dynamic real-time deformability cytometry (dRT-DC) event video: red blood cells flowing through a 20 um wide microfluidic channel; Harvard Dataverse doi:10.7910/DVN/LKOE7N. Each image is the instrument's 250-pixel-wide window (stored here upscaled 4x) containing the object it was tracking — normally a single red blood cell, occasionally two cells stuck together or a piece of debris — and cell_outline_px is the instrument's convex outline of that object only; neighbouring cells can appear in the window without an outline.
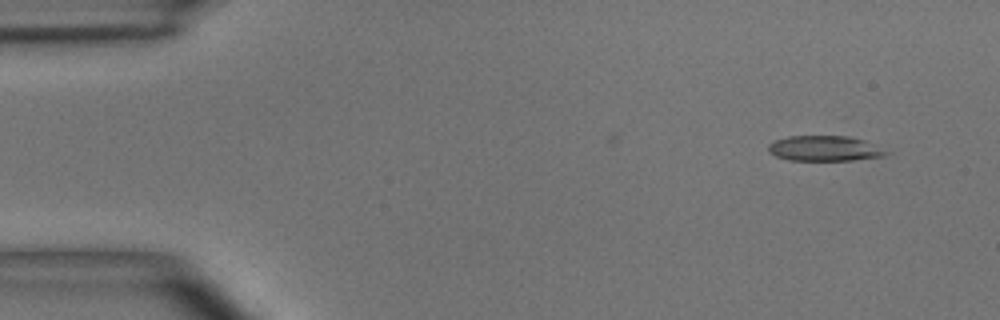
{"species": "common noctule bat (a hibernating species)", "species_latin": "Nyctalus noctula", "temperature_condition": "room temperature", "stored_images_in_passage": 3, "camera_frame_rate_fps": 3000, "um_per_image_px": 0.085, "animal": {"sex": "male", "body_mass_g": 15.6}, "frame": {"image": 1, "passage_image": 3, "time_ms": 2.333, "image_size_px": [1000, 320], "cell_outline_px": [[888, 152], [884, 156], [852, 160], [788, 160], [776, 156], [768, 152], [768, 144], [776, 140], [788, 136], [848, 136], [864, 140]], "centroid_in_image_um": [70.03, 12.62], "position_along_channel_um": 15.0, "area_um2": 17.17}}